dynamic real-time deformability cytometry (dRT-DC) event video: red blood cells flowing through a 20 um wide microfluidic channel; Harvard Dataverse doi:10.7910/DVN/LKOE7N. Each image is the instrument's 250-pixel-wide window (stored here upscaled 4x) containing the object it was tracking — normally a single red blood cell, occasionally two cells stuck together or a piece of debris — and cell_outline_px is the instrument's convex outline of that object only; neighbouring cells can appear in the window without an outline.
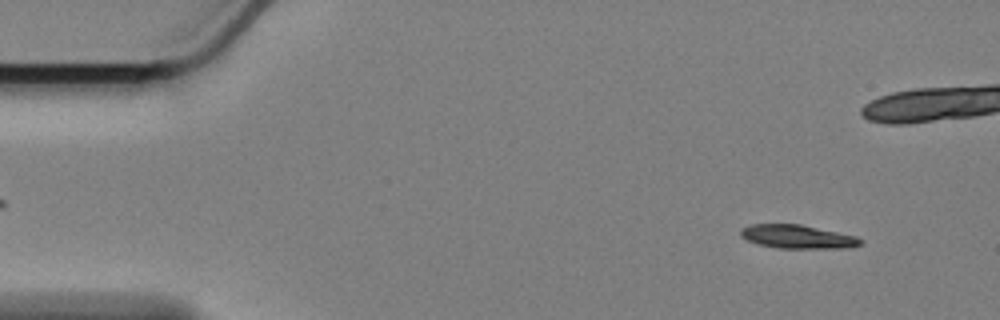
{"species": "Egyptian fruit bat (a non-hibernating species)", "species_latin": "Rousettus aegyptiacus", "temperature_condition": "cold", "stored_images_in_passage": 59, "camera_frame_rate_fps": 3000, "um_per_image_px": 0.085, "animal": {"sex": "female"}, "frame": {"image": 1, "passage_image": 5, "time_ms": 1.333, "image_size_px": [1000, 320], "cell_outline_px": [[864, 240], [860, 244], [840, 248], [776, 248], [756, 244], [740, 236], [740, 228], [752, 224], [800, 224], [856, 236]], "centroid_in_image_um": [67.73, 20.11], "position_along_channel_um": 17.3, "area_um2": 16.42}}
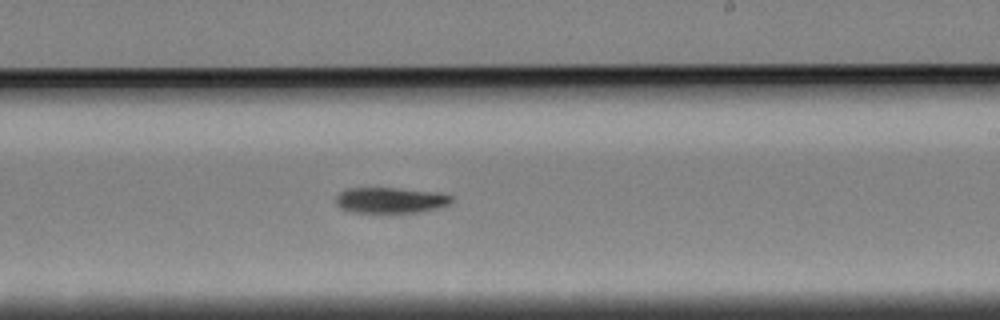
{"frame": {"image": 2, "passage_image": 34, "time_ms": 11.0, "image_size_px": [1000, 320], "cell_outline_px": [[452, 200], [448, 204], [436, 208], [420, 212], [388, 216], [352, 212], [340, 208], [336, 204], [336, 196], [340, 192], [348, 188], [392, 188], [440, 192], [452, 196]], "centroid_in_image_um": [33.16, 17.07], "position_along_channel_um": 255.8, "area_um2": 18.21}}
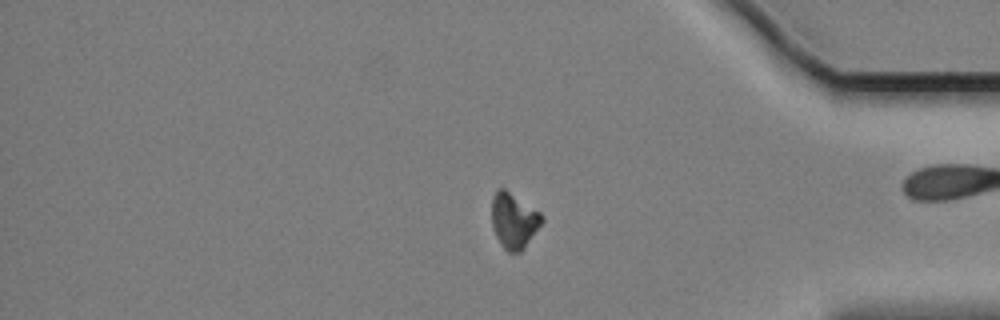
{"frame": {"image": 3, "passage_image": 48, "time_ms": 15.667, "image_size_px": [1000, 320], "cell_outline_px": [[544, 220], [524, 248], [520, 252], [508, 252], [500, 244], [492, 228], [492, 196], [500, 188], [504, 188], [540, 212], [544, 216]], "centroid_in_image_um": [43.67, 18.76], "position_along_channel_um": 391.5, "area_um2": 16.13}, "authors_computed_cell_mechanics": {"area_um2": 17.34, "velocity_mm_per_s": 3.389, "shape_relaxation_time_tau1_ms": 2.3429, "shape_relaxation_time_tau2_ms": null, "deformation_change_tau1": 0.13, "deformation_change_tau2": null}}